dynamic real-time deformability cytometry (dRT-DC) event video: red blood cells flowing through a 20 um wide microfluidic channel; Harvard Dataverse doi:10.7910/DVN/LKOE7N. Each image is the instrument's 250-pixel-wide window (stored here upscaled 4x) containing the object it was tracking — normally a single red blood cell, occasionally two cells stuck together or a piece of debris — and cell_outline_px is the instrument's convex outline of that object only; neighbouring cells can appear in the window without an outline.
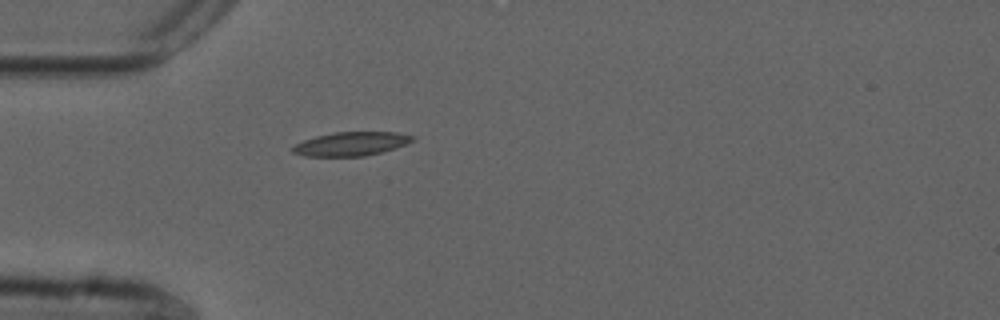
{"species": "common noctule bat (a hibernating species)", "species_latin": "Nyctalus noctula", "temperature_condition": "cold", "stored_images_in_passage": 40, "camera_frame_rate_fps": 3000, "um_per_image_px": 0.085, "animal": {"sex": "male", "forearm_length_mm": 52.5}, "frame": {"image": 1, "passage_image": 1, "time_ms": 0.0, "image_size_px": [1000, 320], "cell_outline_px": [[416, 136], [412, 140], [404, 144], [380, 152], [364, 156], [304, 156], [292, 152], [288, 148], [304, 140], [316, 136], [336, 132], [396, 132]], "centroid_in_image_um": [29.78, 12.22], "position_along_channel_um": 55.2, "area_um2": 16.42}}
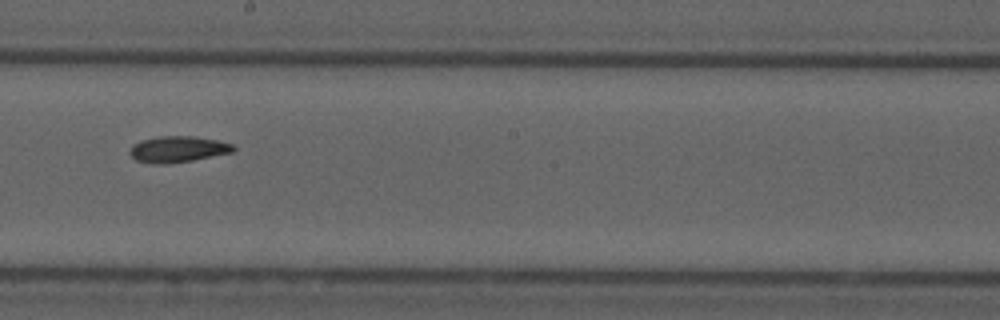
{"frame": {"image": 2, "passage_image": 16, "time_ms": 5.0, "image_size_px": [1000, 320], "cell_outline_px": [[236, 148], [232, 152], [192, 160], [164, 164], [152, 164], [136, 160], [128, 152], [132, 144], [140, 140], [160, 136], [192, 136], [216, 140], [232, 144]], "centroid_in_image_um": [15.06, 12.68], "position_along_channel_um": 233.1, "area_um2": 15.72}}
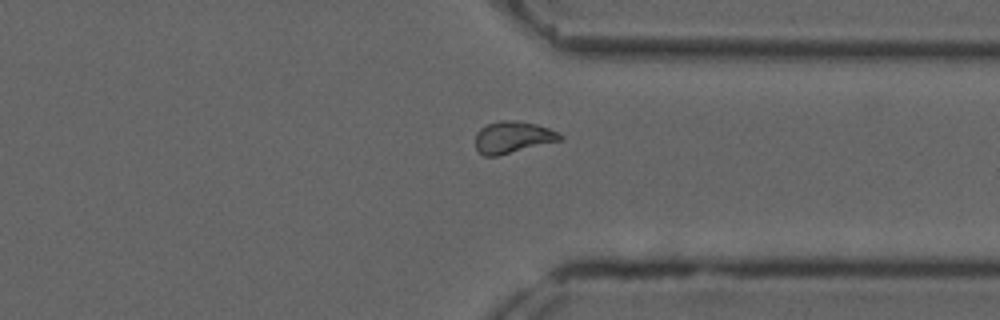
{"frame": {"image": 3, "passage_image": 27, "time_ms": 8.667, "image_size_px": [1000, 320], "cell_outline_px": [[564, 140], [496, 156], [484, 156], [476, 148], [476, 132], [480, 128], [488, 124], [500, 120], [516, 120], [536, 124], [548, 128], [564, 136]], "centroid_in_image_um": [43.6, 11.66], "position_along_channel_um": 367.8, "area_um2": 15.72}, "authors_computed_cell_mechanics": {"area_um2": 15.6927, "velocity_mm_per_s": 3.6957, "shape_relaxation_time_tau1_ms": null, "shape_relaxation_time_tau2_ms": 4.2333, "deformation_change_tau1": null, "deformation_change_tau2": 0.07}}